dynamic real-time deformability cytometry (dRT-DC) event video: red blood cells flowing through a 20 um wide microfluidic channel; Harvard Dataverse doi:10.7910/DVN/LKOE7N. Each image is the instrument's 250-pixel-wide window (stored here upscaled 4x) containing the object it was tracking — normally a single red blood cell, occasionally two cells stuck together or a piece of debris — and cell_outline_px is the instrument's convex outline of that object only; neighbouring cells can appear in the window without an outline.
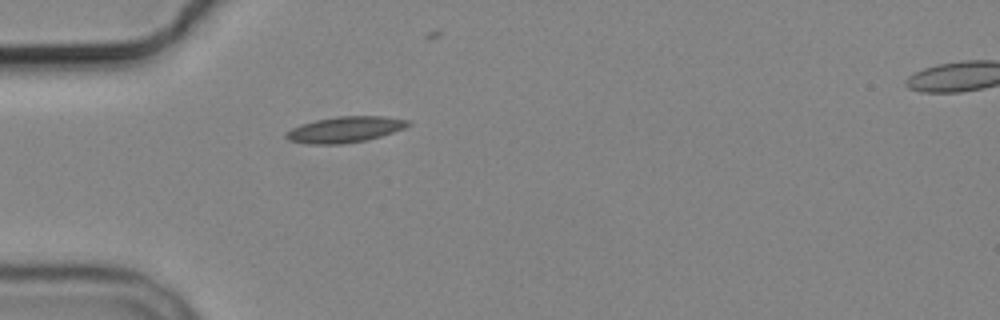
{"species": "common noctule bat (a hibernating species)", "species_latin": "Nyctalus noctula", "temperature_condition": "cold", "stored_images_in_passage": 2, "camera_frame_rate_fps": 3000, "um_per_image_px": 0.085, "animal": {"sex": "male", "body_mass_g": 19.2, "forearm_length_mm": 51.8}, "frame": {"image": 1, "passage_image": 1, "time_ms": 0.0, "image_size_px": [1000, 320], "cell_outline_px": [[412, 124], [404, 128], [380, 136], [364, 140], [340, 144], [308, 144], [288, 140], [284, 136], [284, 132], [292, 128], [316, 120], [336, 116], [384, 116], [408, 120]], "centroid_in_image_um": [29.3, 11.0], "position_along_channel_um": 55.7, "area_um2": 18.26}}